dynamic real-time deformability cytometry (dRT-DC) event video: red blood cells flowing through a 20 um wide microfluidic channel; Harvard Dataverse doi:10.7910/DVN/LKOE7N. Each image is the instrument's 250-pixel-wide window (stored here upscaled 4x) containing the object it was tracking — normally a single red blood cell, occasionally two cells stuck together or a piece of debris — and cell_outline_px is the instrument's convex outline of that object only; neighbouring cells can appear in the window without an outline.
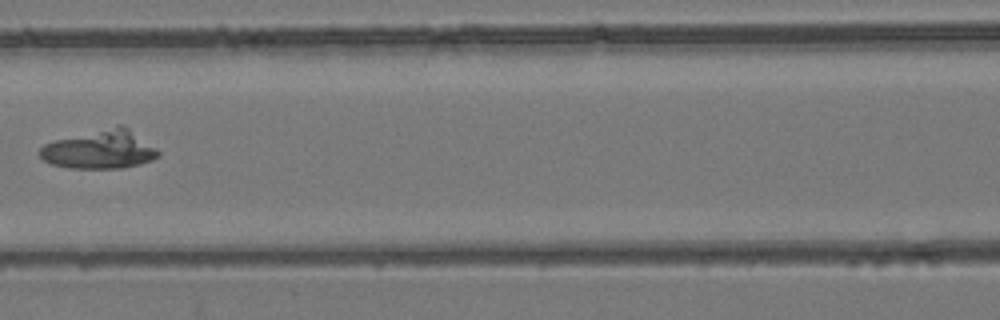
{"species": "common noctule bat (a hibernating species)", "species_latin": "Nyctalus noctula", "temperature_condition": "room temperature", "stored_images_in_passage": 3, "camera_frame_rate_fps": 3000, "um_per_image_px": 0.085, "animal": {"sex": "female", "body_mass_g": 24.6, "forearm_length_mm": 56.2}, "frame": {"image": 1, "passage_image": 3, "time_ms": 0.667, "image_size_px": [1000, 320], "cell_outline_px": [[160, 156], [152, 160], [140, 164], [120, 168], [68, 168], [52, 164], [44, 160], [40, 156], [40, 148], [44, 144], [56, 140], [116, 124], [120, 124], [128, 128], [156, 148], [160, 152]], "centroid_in_image_um": [8.51, 12.7], "position_along_channel_um": 158.1, "area_um2": 26.53}}